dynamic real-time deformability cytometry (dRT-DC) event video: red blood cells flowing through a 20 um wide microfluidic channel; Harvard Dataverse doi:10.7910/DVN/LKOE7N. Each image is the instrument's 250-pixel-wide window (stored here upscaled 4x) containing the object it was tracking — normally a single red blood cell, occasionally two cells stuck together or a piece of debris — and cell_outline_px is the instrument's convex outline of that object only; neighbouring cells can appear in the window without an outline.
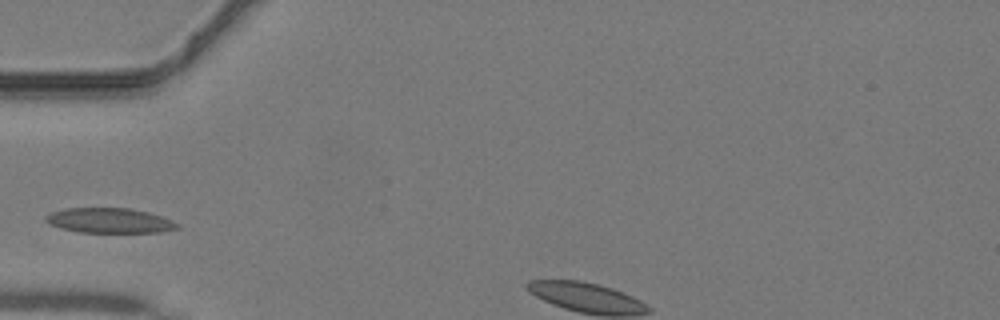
{"species": "common noctule bat (a hibernating species)", "species_latin": "Nyctalus noctula", "temperature_condition": "warm", "stored_images_in_passage": 28, "camera_frame_rate_fps": 3000, "um_per_image_px": 0.085, "animal": {"sex": "male", "body_mass_g": 19.2, "forearm_length_mm": 51.8}, "frame": {"image": 1, "passage_image": 1, "time_ms": 0.0, "image_size_px": [1000, 320], "cell_outline_px": [[180, 228], [160, 232], [80, 232], [60, 228], [48, 224], [44, 220], [44, 216], [52, 212], [68, 208], [128, 208], [148, 212], [172, 220], [180, 224]], "centroid_in_image_um": [9.3, 18.75], "position_along_channel_um": 75.7, "area_um2": 19.13}}
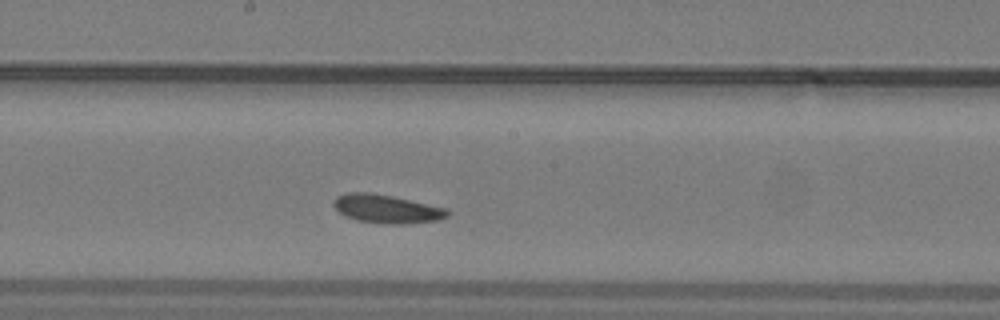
{"frame": {"image": 2, "passage_image": 10, "time_ms": 3.0, "image_size_px": [1000, 320], "cell_outline_px": [[452, 212], [448, 216], [436, 220], [400, 224], [388, 224], [356, 220], [340, 212], [332, 204], [336, 196], [348, 192], [372, 192], [392, 196], [448, 208]], "centroid_in_image_um": [32.89, 17.74], "position_along_channel_um": 215.3, "area_um2": 18.84}}
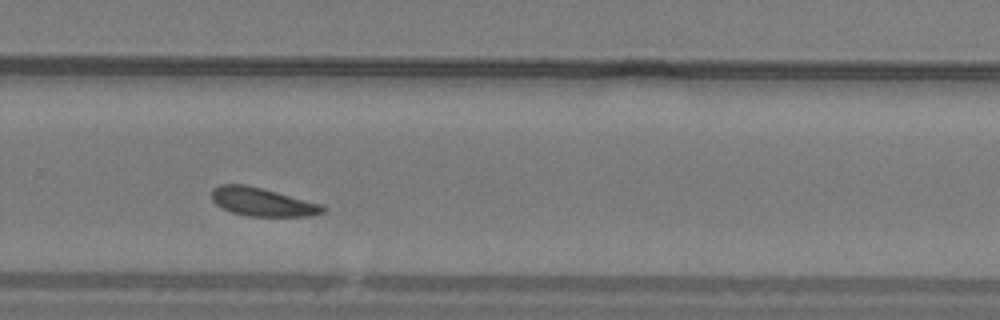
{"frame": {"image": 3, "passage_image": 16, "time_ms": 5.0, "image_size_px": [1000, 320], "cell_outline_px": [[328, 208], [324, 212], [308, 216], [248, 216], [232, 212], [216, 204], [212, 200], [212, 188], [220, 184], [244, 184], [324, 204]], "centroid_in_image_um": [22.33, 17.16], "position_along_channel_um": 307.5, "area_um2": 18.32}}